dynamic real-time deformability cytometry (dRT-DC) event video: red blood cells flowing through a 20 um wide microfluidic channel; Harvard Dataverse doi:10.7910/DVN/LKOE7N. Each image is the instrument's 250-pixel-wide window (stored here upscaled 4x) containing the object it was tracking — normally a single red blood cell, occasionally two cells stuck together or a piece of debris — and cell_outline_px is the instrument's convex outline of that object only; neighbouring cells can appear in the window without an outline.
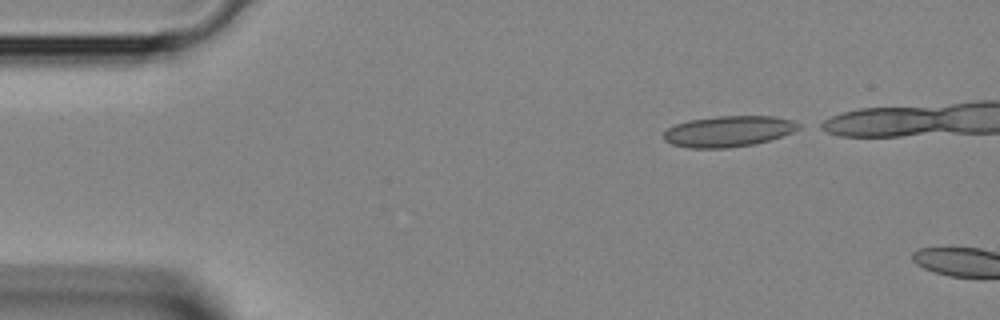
{"species": "Egyptian fruit bat (a non-hibernating species)", "species_latin": "Rousettus aegyptiacus", "temperature_condition": "room temperature", "stored_images_in_passage": 2, "camera_frame_rate_fps": 3000, "um_per_image_px": 0.085, "animal": {"sex": "female"}, "frame": {"image": 1, "passage_image": 1, "time_ms": 0.0, "image_size_px": [1000, 320], "cell_outline_px": [[800, 128], [792, 132], [768, 140], [752, 144], [728, 148], [688, 148], [672, 144], [664, 140], [664, 132], [668, 128], [676, 124], [688, 120], [716, 116], [772, 116], [792, 120], [800, 124]], "centroid_in_image_um": [61.89, 11.16], "position_along_channel_um": 23.1, "area_um2": 24.16}}